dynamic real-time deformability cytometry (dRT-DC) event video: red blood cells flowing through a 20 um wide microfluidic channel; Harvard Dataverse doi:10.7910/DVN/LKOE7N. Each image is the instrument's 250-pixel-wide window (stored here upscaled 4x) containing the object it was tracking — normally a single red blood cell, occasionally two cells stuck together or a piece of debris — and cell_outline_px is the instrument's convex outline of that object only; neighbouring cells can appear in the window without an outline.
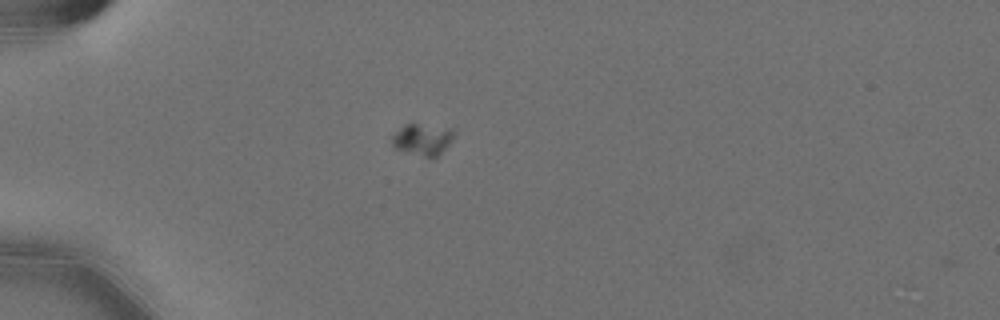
{"species": "Egyptian fruit bat (a non-hibernating species)", "species_latin": "Rousettus aegyptiacus", "temperature_condition": "cold", "stored_images_in_passage": 37, "camera_frame_rate_fps": 3000, "um_per_image_px": 0.085, "animal": {"sex": "female"}, "frame": {"image": 1, "passage_image": 1, "time_ms": 0.0, "image_size_px": [1000, 320], "cell_outline_px": [[456, 132], [452, 140], [432, 160], [392, 148], [392, 136], [396, 132], [408, 124], [416, 124], [452, 128]], "centroid_in_image_um": [35.92, 11.89], "position_along_channel_um": 49.1, "area_um2": 11.44}}
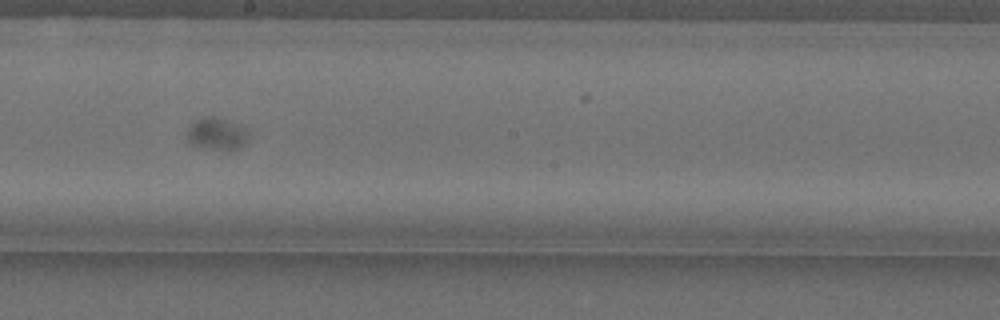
{"frame": {"image": 2, "passage_image": 18, "time_ms": 5.667, "image_size_px": [1000, 320], "cell_outline_px": [[248, 136], [236, 148], [212, 148], [192, 144], [188, 140], [188, 132], [192, 124], [196, 120], [208, 116], [212, 116], [240, 124], [244, 128]], "centroid_in_image_um": [18.4, 11.32], "position_along_channel_um": 229.8, "area_um2": 10.64}}
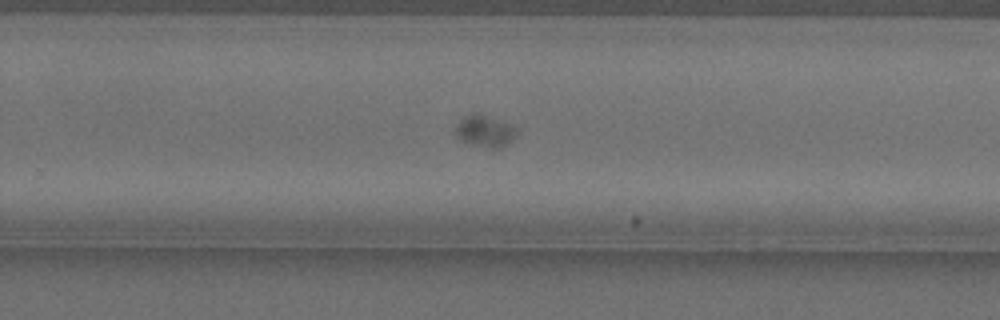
{"frame": {"image": 3, "passage_image": 23, "time_ms": 7.333, "image_size_px": [1000, 320], "cell_outline_px": [[516, 132], [500, 148], [492, 148], [460, 140], [456, 136], [456, 128], [460, 120], [464, 116], [472, 112], [476, 112], [512, 124]], "centroid_in_image_um": [41.16, 11.09], "position_along_channel_um": 288.6, "area_um2": 10.81}, "authors_computed_cell_mechanics": {"area_um2": 10.9242, "velocity_mm_per_s": 3.5621, "shape_relaxation_time_tau1_ms": 1.1707, "shape_relaxation_time_tau2_ms": null, "deformation_change_tau1": 0.0458, "deformation_change_tau2": null}}